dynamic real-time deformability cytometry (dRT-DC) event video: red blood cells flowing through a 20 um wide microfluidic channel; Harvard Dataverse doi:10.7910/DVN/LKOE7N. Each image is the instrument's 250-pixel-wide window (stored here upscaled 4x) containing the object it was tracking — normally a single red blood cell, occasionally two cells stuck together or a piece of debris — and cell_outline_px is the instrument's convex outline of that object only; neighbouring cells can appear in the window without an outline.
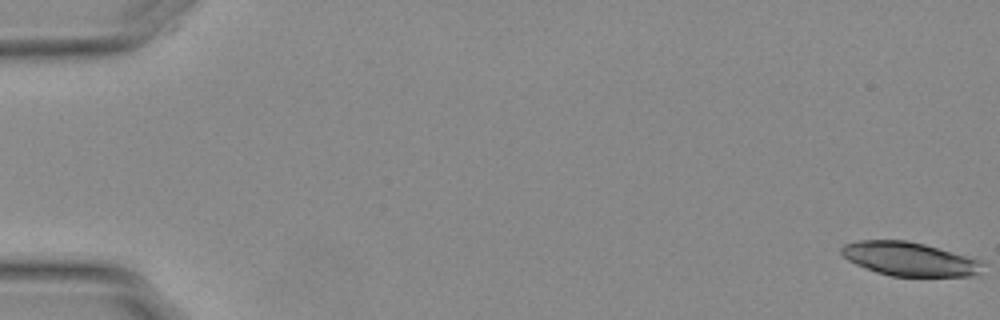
{"species": "Egyptian fruit bat (a non-hibernating species)", "species_latin": "Rousettus aegyptiacus", "temperature_condition": "warm", "stored_images_in_passage": 12, "camera_frame_rate_fps": 3000, "um_per_image_px": 0.085, "animal": {"sex": "female"}, "frame": {"image": 1, "passage_image": 1, "time_ms": 0.0, "image_size_px": [1000, 320], "cell_outline_px": [[984, 264], [980, 272], [972, 276], [892, 276], [876, 272], [856, 264], [848, 260], [840, 252], [840, 248], [844, 244], [860, 240], [908, 240], [924, 244], [980, 260]], "centroid_in_image_um": [77.28, 22.01], "position_along_channel_um": 7.7, "area_um2": 27.63}}